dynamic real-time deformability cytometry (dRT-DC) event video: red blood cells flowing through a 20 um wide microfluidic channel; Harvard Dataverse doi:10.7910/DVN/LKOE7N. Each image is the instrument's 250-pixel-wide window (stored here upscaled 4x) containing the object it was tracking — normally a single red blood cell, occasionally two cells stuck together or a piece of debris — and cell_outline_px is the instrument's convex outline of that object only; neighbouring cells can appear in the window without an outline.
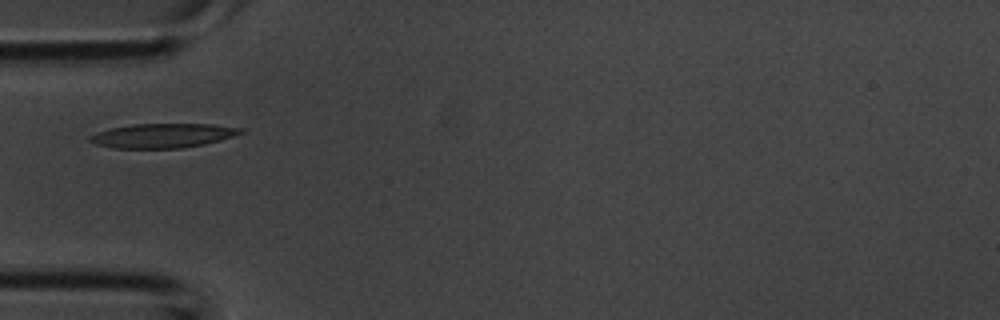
{"species": "common noctule bat (a hibernating species)", "species_latin": "Nyctalus noctula", "temperature_condition": "room temperature", "stored_images_in_passage": 1, "camera_frame_rate_fps": 3000, "um_per_image_px": 0.085, "animal": {"sex": "male", "body_mass_g": 20.1, "forearm_length_mm": 53.5}, "frame": {"image": 1, "passage_image": 1, "time_ms": 0.0, "image_size_px": [1000, 320], "cell_outline_px": [[244, 132], [220, 140], [204, 144], [180, 148], [112, 148], [96, 144], [88, 140], [88, 136], [96, 132], [112, 128], [132, 124], [212, 124], [244, 128]], "centroid_in_image_um": [13.82, 11.52], "position_along_channel_um": 71.2, "area_um2": 21.33}}